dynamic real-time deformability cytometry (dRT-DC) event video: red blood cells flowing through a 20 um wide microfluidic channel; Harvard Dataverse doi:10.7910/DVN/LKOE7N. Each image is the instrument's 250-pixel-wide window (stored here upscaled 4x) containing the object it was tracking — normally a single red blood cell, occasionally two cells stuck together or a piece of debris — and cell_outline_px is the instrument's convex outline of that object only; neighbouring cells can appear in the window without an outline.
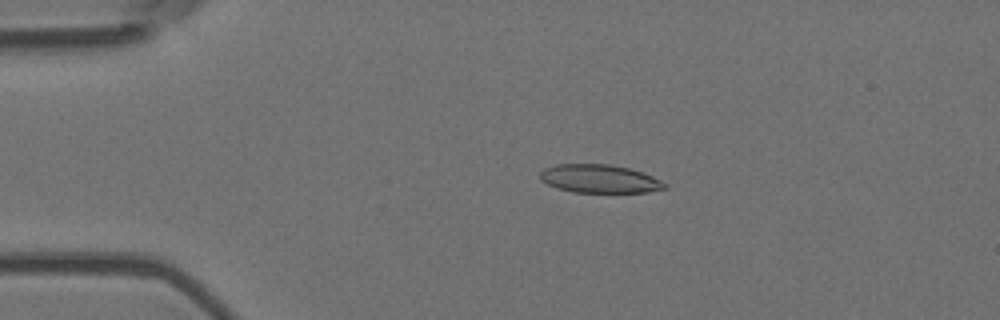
{"species": "Egyptian fruit bat (a non-hibernating species)", "species_latin": "Rousettus aegyptiacus", "temperature_condition": "room temperature", "stored_images_in_passage": 5, "camera_frame_rate_fps": 3000, "um_per_image_px": 0.085, "animal": {"sex": "female"}, "frame": {"image": 1, "passage_image": 4, "time_ms": 1.0, "image_size_px": [1000, 320], "cell_outline_px": [[668, 188], [648, 192], [572, 192], [556, 188], [540, 180], [540, 172], [544, 168], [556, 164], [608, 164], [628, 168], [644, 172], [668, 184]], "centroid_in_image_um": [50.96, 15.19], "position_along_channel_um": 34.0, "area_um2": 20.69}}